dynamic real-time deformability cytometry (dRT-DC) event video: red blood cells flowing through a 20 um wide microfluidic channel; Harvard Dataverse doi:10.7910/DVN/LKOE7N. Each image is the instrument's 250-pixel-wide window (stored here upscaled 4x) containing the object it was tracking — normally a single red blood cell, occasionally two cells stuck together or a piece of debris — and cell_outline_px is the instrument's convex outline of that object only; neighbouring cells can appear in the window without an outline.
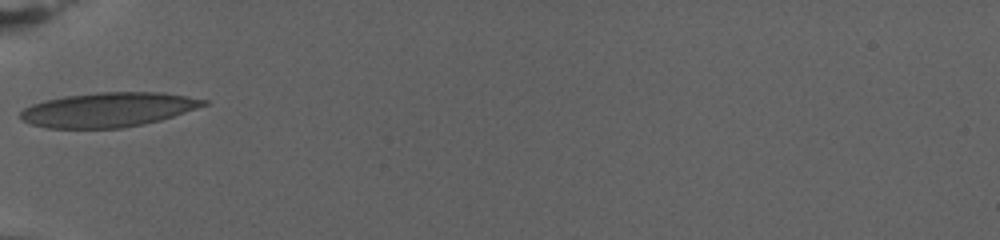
{"species": "human", "species_latin": "Homo sapiens", "temperature_condition": "warm", "stored_images_in_passage": 49, "camera_frame_rate_fps": 3000, "um_per_image_px": 0.085, "donor": {"sex": "female"}, "frame": {"image": 1, "passage_image": 1, "time_ms": 0.0, "image_size_px": [1000, 240], "cell_outline_px": [[208, 104], [160, 120], [120, 128], [48, 128], [32, 124], [24, 120], [20, 116], [20, 112], [24, 108], [32, 104], [44, 100], [64, 96], [96, 92], [164, 92], [188, 96], [208, 100]], "centroid_in_image_um": [9.19, 9.31], "position_along_channel_um": 75.8, "area_um2": 36.59}}
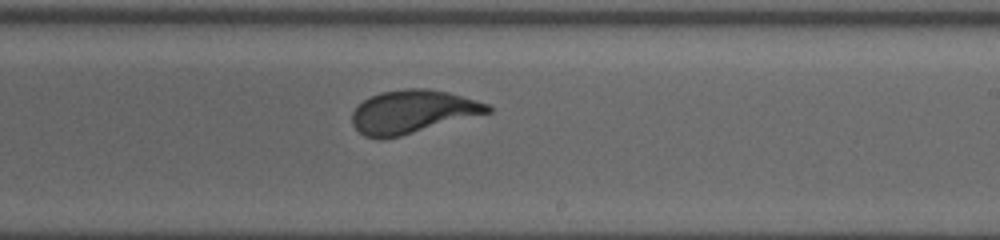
{"frame": {"image": 2, "passage_image": 21, "time_ms": 6.667, "image_size_px": [1000, 240], "cell_outline_px": [[492, 112], [400, 136], [380, 140], [364, 136], [352, 124], [352, 112], [364, 100], [380, 92], [404, 88], [428, 88], [448, 92], [476, 100], [488, 104], [492, 108]], "centroid_in_image_um": [35.06, 9.5], "position_along_channel_um": 253.9, "area_um2": 34.1}}
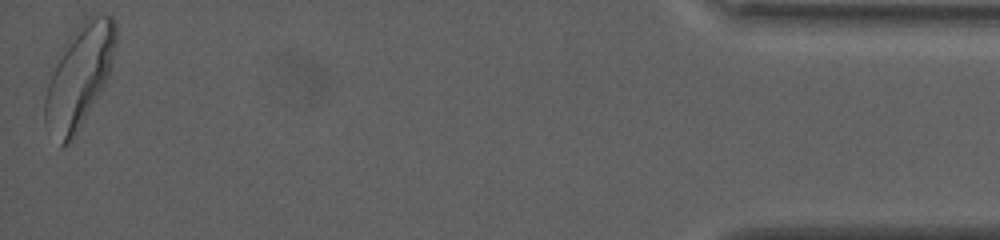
{"frame": {"image": 3, "passage_image": 49, "time_ms": 16.0, "image_size_px": [1000, 240], "cell_outline_px": [[116, 44], [108, 76], [104, 84], [72, 140], [64, 148], [60, 148], [44, 124], [44, 96], [52, 72], [68, 40], [84, 20], [88, 16], [100, 12], [112, 16], [116, 24]], "centroid_in_image_um": [6.73, 6.51], "position_along_channel_um": 428.5, "area_um2": 41.67}, "authors_computed_cell_mechanics": {"area_um2": 34.6222, "velocity_mm_per_s": 2.6845, "shape_relaxation_time_tau1_ms": 4.4012, "shape_relaxation_time_tau2_ms": null, "deformation_change_tau1": 0.19, "deformation_change_tau2": null}}